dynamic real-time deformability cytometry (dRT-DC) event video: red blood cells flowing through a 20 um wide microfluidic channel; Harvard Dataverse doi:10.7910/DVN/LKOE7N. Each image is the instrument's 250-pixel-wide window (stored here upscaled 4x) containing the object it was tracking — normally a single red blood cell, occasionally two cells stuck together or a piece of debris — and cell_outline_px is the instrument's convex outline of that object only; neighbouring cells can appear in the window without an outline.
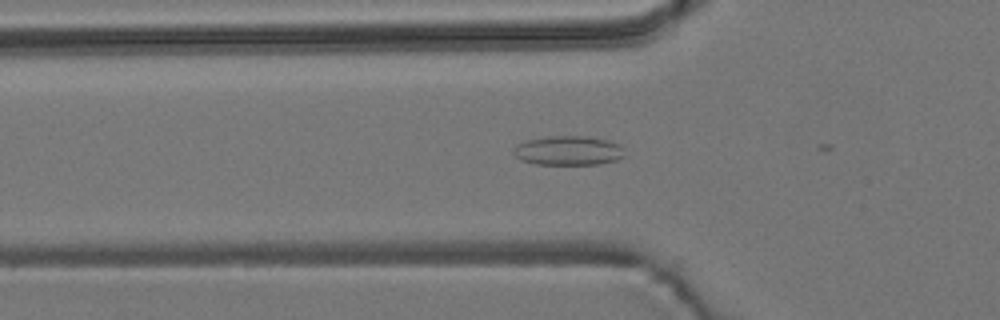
{"species": "common noctule bat (a hibernating species)", "species_latin": "Nyctalus noctula", "temperature_condition": "room temperature", "stored_images_in_passage": 10, "camera_frame_rate_fps": 3000, "um_per_image_px": 0.085, "animal": {"sex": "male", "body_mass_g": 19.2, "forearm_length_mm": 51.8}, "frame": {"image": 1, "passage_image": 4, "time_ms": 1.0, "image_size_px": [1000, 320], "cell_outline_px": [[624, 156], [616, 160], [600, 164], [536, 164], [520, 160], [512, 152], [512, 148], [516, 144], [528, 140], [548, 136], [588, 136], [620, 144], [624, 148]], "centroid_in_image_um": [48.29, 12.8], "position_along_channel_um": 77.5, "area_um2": 19.07}}
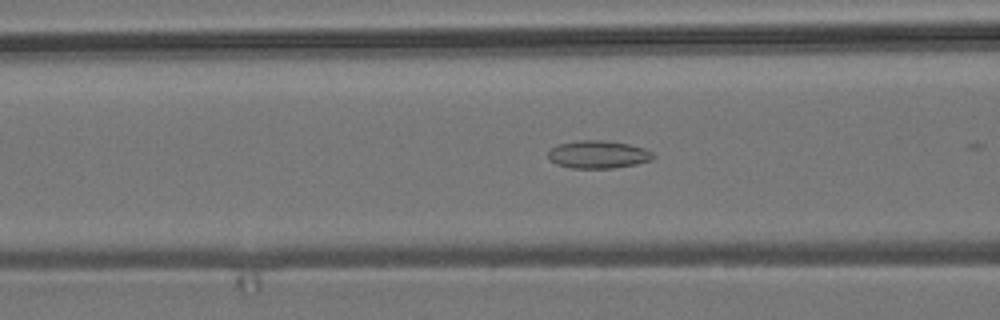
{"frame": {"image": 2, "passage_image": 7, "time_ms": 2.0, "image_size_px": [1000, 320], "cell_outline_px": [[656, 156], [652, 160], [636, 164], [612, 168], [572, 168], [556, 164], [548, 156], [548, 152], [552, 148], [560, 144], [576, 140], [604, 140], [628, 144], [644, 148], [652, 152]], "centroid_in_image_um": [50.87, 13.13], "position_along_channel_um": 115.7, "area_um2": 16.94}}